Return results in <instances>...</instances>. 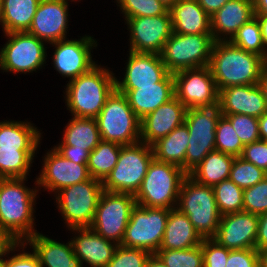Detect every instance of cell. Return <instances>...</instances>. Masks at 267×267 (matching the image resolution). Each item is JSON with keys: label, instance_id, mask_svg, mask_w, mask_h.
Listing matches in <instances>:
<instances>
[{"label": "cell", "instance_id": "1", "mask_svg": "<svg viewBox=\"0 0 267 267\" xmlns=\"http://www.w3.org/2000/svg\"><path fill=\"white\" fill-rule=\"evenodd\" d=\"M25 179H0V232L13 242H25L37 233L33 205L38 190L26 187Z\"/></svg>", "mask_w": 267, "mask_h": 267}, {"label": "cell", "instance_id": "2", "mask_svg": "<svg viewBox=\"0 0 267 267\" xmlns=\"http://www.w3.org/2000/svg\"><path fill=\"white\" fill-rule=\"evenodd\" d=\"M266 62L263 57L230 41H217L212 48L209 67L220 91L230 86L257 85Z\"/></svg>", "mask_w": 267, "mask_h": 267}, {"label": "cell", "instance_id": "3", "mask_svg": "<svg viewBox=\"0 0 267 267\" xmlns=\"http://www.w3.org/2000/svg\"><path fill=\"white\" fill-rule=\"evenodd\" d=\"M115 81L116 77L109 69L94 66L67 83V109L73 117L96 118L116 89Z\"/></svg>", "mask_w": 267, "mask_h": 267}, {"label": "cell", "instance_id": "4", "mask_svg": "<svg viewBox=\"0 0 267 267\" xmlns=\"http://www.w3.org/2000/svg\"><path fill=\"white\" fill-rule=\"evenodd\" d=\"M187 175L181 167L153 158L134 195L136 204L143 207L176 208L179 191Z\"/></svg>", "mask_w": 267, "mask_h": 267}, {"label": "cell", "instance_id": "5", "mask_svg": "<svg viewBox=\"0 0 267 267\" xmlns=\"http://www.w3.org/2000/svg\"><path fill=\"white\" fill-rule=\"evenodd\" d=\"M202 238H213L221 220L213 188L198 183L189 175L182 182L177 207Z\"/></svg>", "mask_w": 267, "mask_h": 267}, {"label": "cell", "instance_id": "6", "mask_svg": "<svg viewBox=\"0 0 267 267\" xmlns=\"http://www.w3.org/2000/svg\"><path fill=\"white\" fill-rule=\"evenodd\" d=\"M96 120L101 140L122 146L140 142L141 120L133 112L127 97L116 89L107 98Z\"/></svg>", "mask_w": 267, "mask_h": 267}, {"label": "cell", "instance_id": "7", "mask_svg": "<svg viewBox=\"0 0 267 267\" xmlns=\"http://www.w3.org/2000/svg\"><path fill=\"white\" fill-rule=\"evenodd\" d=\"M153 158L152 146L143 142L121 146L116 166L102 182L104 191L135 195Z\"/></svg>", "mask_w": 267, "mask_h": 267}, {"label": "cell", "instance_id": "8", "mask_svg": "<svg viewBox=\"0 0 267 267\" xmlns=\"http://www.w3.org/2000/svg\"><path fill=\"white\" fill-rule=\"evenodd\" d=\"M103 189L102 181L90 178L58 191L56 203L70 228H89Z\"/></svg>", "mask_w": 267, "mask_h": 267}, {"label": "cell", "instance_id": "9", "mask_svg": "<svg viewBox=\"0 0 267 267\" xmlns=\"http://www.w3.org/2000/svg\"><path fill=\"white\" fill-rule=\"evenodd\" d=\"M219 105L189 108L184 123L188 127L189 142L185 154V172L189 174L215 150V135L221 116Z\"/></svg>", "mask_w": 267, "mask_h": 267}, {"label": "cell", "instance_id": "10", "mask_svg": "<svg viewBox=\"0 0 267 267\" xmlns=\"http://www.w3.org/2000/svg\"><path fill=\"white\" fill-rule=\"evenodd\" d=\"M214 43L212 34L187 35L173 32L160 55L170 73L209 66Z\"/></svg>", "mask_w": 267, "mask_h": 267}, {"label": "cell", "instance_id": "11", "mask_svg": "<svg viewBox=\"0 0 267 267\" xmlns=\"http://www.w3.org/2000/svg\"><path fill=\"white\" fill-rule=\"evenodd\" d=\"M169 211L167 208L143 207L136 204L120 245L144 249L155 254L162 243Z\"/></svg>", "mask_w": 267, "mask_h": 267}, {"label": "cell", "instance_id": "12", "mask_svg": "<svg viewBox=\"0 0 267 267\" xmlns=\"http://www.w3.org/2000/svg\"><path fill=\"white\" fill-rule=\"evenodd\" d=\"M135 206L133 194L103 191L89 228L106 240L120 245Z\"/></svg>", "mask_w": 267, "mask_h": 267}, {"label": "cell", "instance_id": "13", "mask_svg": "<svg viewBox=\"0 0 267 267\" xmlns=\"http://www.w3.org/2000/svg\"><path fill=\"white\" fill-rule=\"evenodd\" d=\"M8 42L0 51V68L14 73L40 69L46 59L44 41L29 32L5 33Z\"/></svg>", "mask_w": 267, "mask_h": 267}, {"label": "cell", "instance_id": "14", "mask_svg": "<svg viewBox=\"0 0 267 267\" xmlns=\"http://www.w3.org/2000/svg\"><path fill=\"white\" fill-rule=\"evenodd\" d=\"M175 97L187 108L219 104V91L209 66L173 73Z\"/></svg>", "mask_w": 267, "mask_h": 267}, {"label": "cell", "instance_id": "15", "mask_svg": "<svg viewBox=\"0 0 267 267\" xmlns=\"http://www.w3.org/2000/svg\"><path fill=\"white\" fill-rule=\"evenodd\" d=\"M126 22L130 29V51L135 53L161 54L173 33L169 10L164 15L127 18Z\"/></svg>", "mask_w": 267, "mask_h": 267}, {"label": "cell", "instance_id": "16", "mask_svg": "<svg viewBox=\"0 0 267 267\" xmlns=\"http://www.w3.org/2000/svg\"><path fill=\"white\" fill-rule=\"evenodd\" d=\"M97 41L91 36L79 40H60L52 42L55 46L54 68L70 81L90 71L97 64L92 60L91 49L97 47Z\"/></svg>", "mask_w": 267, "mask_h": 267}, {"label": "cell", "instance_id": "17", "mask_svg": "<svg viewBox=\"0 0 267 267\" xmlns=\"http://www.w3.org/2000/svg\"><path fill=\"white\" fill-rule=\"evenodd\" d=\"M42 172L36 185L57 194L58 191L91 178L87 164H77L65 159L55 148L44 158Z\"/></svg>", "mask_w": 267, "mask_h": 267}, {"label": "cell", "instance_id": "18", "mask_svg": "<svg viewBox=\"0 0 267 267\" xmlns=\"http://www.w3.org/2000/svg\"><path fill=\"white\" fill-rule=\"evenodd\" d=\"M258 233V215L246 211L221 216L213 237L229 250L255 249Z\"/></svg>", "mask_w": 267, "mask_h": 267}, {"label": "cell", "instance_id": "19", "mask_svg": "<svg viewBox=\"0 0 267 267\" xmlns=\"http://www.w3.org/2000/svg\"><path fill=\"white\" fill-rule=\"evenodd\" d=\"M169 73L160 54L129 51L125 76L122 81L116 78V90H132L136 89V86L153 85L161 82Z\"/></svg>", "mask_w": 267, "mask_h": 267}, {"label": "cell", "instance_id": "20", "mask_svg": "<svg viewBox=\"0 0 267 267\" xmlns=\"http://www.w3.org/2000/svg\"><path fill=\"white\" fill-rule=\"evenodd\" d=\"M68 6L63 0H40L27 32L49 43L66 39Z\"/></svg>", "mask_w": 267, "mask_h": 267}, {"label": "cell", "instance_id": "21", "mask_svg": "<svg viewBox=\"0 0 267 267\" xmlns=\"http://www.w3.org/2000/svg\"><path fill=\"white\" fill-rule=\"evenodd\" d=\"M187 108L174 96L141 119L140 142L152 146L185 121ZM142 139V140H141Z\"/></svg>", "mask_w": 267, "mask_h": 267}, {"label": "cell", "instance_id": "22", "mask_svg": "<svg viewBox=\"0 0 267 267\" xmlns=\"http://www.w3.org/2000/svg\"><path fill=\"white\" fill-rule=\"evenodd\" d=\"M218 105L222 114H242L259 118L267 112V104L258 84L221 89Z\"/></svg>", "mask_w": 267, "mask_h": 267}, {"label": "cell", "instance_id": "23", "mask_svg": "<svg viewBox=\"0 0 267 267\" xmlns=\"http://www.w3.org/2000/svg\"><path fill=\"white\" fill-rule=\"evenodd\" d=\"M127 97L133 112L141 120L175 96L174 76L169 73L161 82L136 86L132 90H117Z\"/></svg>", "mask_w": 267, "mask_h": 267}, {"label": "cell", "instance_id": "24", "mask_svg": "<svg viewBox=\"0 0 267 267\" xmlns=\"http://www.w3.org/2000/svg\"><path fill=\"white\" fill-rule=\"evenodd\" d=\"M253 17V0H229L210 17L211 34L215 42L230 41L238 29Z\"/></svg>", "mask_w": 267, "mask_h": 267}, {"label": "cell", "instance_id": "25", "mask_svg": "<svg viewBox=\"0 0 267 267\" xmlns=\"http://www.w3.org/2000/svg\"><path fill=\"white\" fill-rule=\"evenodd\" d=\"M72 231H78L79 234L71 243L82 265L86 262L90 267H107L118 245L90 228H72Z\"/></svg>", "mask_w": 267, "mask_h": 267}, {"label": "cell", "instance_id": "26", "mask_svg": "<svg viewBox=\"0 0 267 267\" xmlns=\"http://www.w3.org/2000/svg\"><path fill=\"white\" fill-rule=\"evenodd\" d=\"M169 11L174 33L211 34V18L198 0H178Z\"/></svg>", "mask_w": 267, "mask_h": 267}, {"label": "cell", "instance_id": "27", "mask_svg": "<svg viewBox=\"0 0 267 267\" xmlns=\"http://www.w3.org/2000/svg\"><path fill=\"white\" fill-rule=\"evenodd\" d=\"M27 244L32 246V251L39 257L41 267H83L74 254L71 241L63 244L37 232L25 241Z\"/></svg>", "mask_w": 267, "mask_h": 267}, {"label": "cell", "instance_id": "28", "mask_svg": "<svg viewBox=\"0 0 267 267\" xmlns=\"http://www.w3.org/2000/svg\"><path fill=\"white\" fill-rule=\"evenodd\" d=\"M203 238L195 230L188 216L178 208L170 209L164 236L159 249L183 250L202 243Z\"/></svg>", "mask_w": 267, "mask_h": 267}, {"label": "cell", "instance_id": "29", "mask_svg": "<svg viewBox=\"0 0 267 267\" xmlns=\"http://www.w3.org/2000/svg\"><path fill=\"white\" fill-rule=\"evenodd\" d=\"M188 142V127L183 123L152 145L154 158L179 166L185 171V154Z\"/></svg>", "mask_w": 267, "mask_h": 267}, {"label": "cell", "instance_id": "30", "mask_svg": "<svg viewBox=\"0 0 267 267\" xmlns=\"http://www.w3.org/2000/svg\"><path fill=\"white\" fill-rule=\"evenodd\" d=\"M234 156L212 151L188 175L198 183L213 187L229 179Z\"/></svg>", "mask_w": 267, "mask_h": 267}, {"label": "cell", "instance_id": "31", "mask_svg": "<svg viewBox=\"0 0 267 267\" xmlns=\"http://www.w3.org/2000/svg\"><path fill=\"white\" fill-rule=\"evenodd\" d=\"M40 0H2L1 21L4 33L28 31Z\"/></svg>", "mask_w": 267, "mask_h": 267}, {"label": "cell", "instance_id": "32", "mask_svg": "<svg viewBox=\"0 0 267 267\" xmlns=\"http://www.w3.org/2000/svg\"><path fill=\"white\" fill-rule=\"evenodd\" d=\"M40 137V131L27 121L0 122V148L37 149Z\"/></svg>", "mask_w": 267, "mask_h": 267}, {"label": "cell", "instance_id": "33", "mask_svg": "<svg viewBox=\"0 0 267 267\" xmlns=\"http://www.w3.org/2000/svg\"><path fill=\"white\" fill-rule=\"evenodd\" d=\"M63 141L58 145L74 146L91 152L101 141L96 118L73 117L64 130Z\"/></svg>", "mask_w": 267, "mask_h": 267}, {"label": "cell", "instance_id": "34", "mask_svg": "<svg viewBox=\"0 0 267 267\" xmlns=\"http://www.w3.org/2000/svg\"><path fill=\"white\" fill-rule=\"evenodd\" d=\"M121 146L115 142L101 140L90 152L87 162L90 176L104 181L116 166Z\"/></svg>", "mask_w": 267, "mask_h": 267}, {"label": "cell", "instance_id": "35", "mask_svg": "<svg viewBox=\"0 0 267 267\" xmlns=\"http://www.w3.org/2000/svg\"><path fill=\"white\" fill-rule=\"evenodd\" d=\"M36 150L0 148V179H27Z\"/></svg>", "mask_w": 267, "mask_h": 267}, {"label": "cell", "instance_id": "36", "mask_svg": "<svg viewBox=\"0 0 267 267\" xmlns=\"http://www.w3.org/2000/svg\"><path fill=\"white\" fill-rule=\"evenodd\" d=\"M230 42L245 51L263 57L267 61V51L264 49L260 25L255 16L238 29Z\"/></svg>", "mask_w": 267, "mask_h": 267}, {"label": "cell", "instance_id": "37", "mask_svg": "<svg viewBox=\"0 0 267 267\" xmlns=\"http://www.w3.org/2000/svg\"><path fill=\"white\" fill-rule=\"evenodd\" d=\"M212 188L221 215L243 211V189L230 179L223 180Z\"/></svg>", "mask_w": 267, "mask_h": 267}, {"label": "cell", "instance_id": "38", "mask_svg": "<svg viewBox=\"0 0 267 267\" xmlns=\"http://www.w3.org/2000/svg\"><path fill=\"white\" fill-rule=\"evenodd\" d=\"M244 146L232 127L230 120L221 114L216 127L215 150L239 157Z\"/></svg>", "mask_w": 267, "mask_h": 267}, {"label": "cell", "instance_id": "39", "mask_svg": "<svg viewBox=\"0 0 267 267\" xmlns=\"http://www.w3.org/2000/svg\"><path fill=\"white\" fill-rule=\"evenodd\" d=\"M155 254L167 267H204L202 243L183 250L159 249Z\"/></svg>", "mask_w": 267, "mask_h": 267}, {"label": "cell", "instance_id": "40", "mask_svg": "<svg viewBox=\"0 0 267 267\" xmlns=\"http://www.w3.org/2000/svg\"><path fill=\"white\" fill-rule=\"evenodd\" d=\"M267 176V172L242 157H235L229 179L242 189L254 186Z\"/></svg>", "mask_w": 267, "mask_h": 267}, {"label": "cell", "instance_id": "41", "mask_svg": "<svg viewBox=\"0 0 267 267\" xmlns=\"http://www.w3.org/2000/svg\"><path fill=\"white\" fill-rule=\"evenodd\" d=\"M127 18L153 17L164 15L169 8L158 0H117L116 1Z\"/></svg>", "mask_w": 267, "mask_h": 267}, {"label": "cell", "instance_id": "42", "mask_svg": "<svg viewBox=\"0 0 267 267\" xmlns=\"http://www.w3.org/2000/svg\"><path fill=\"white\" fill-rule=\"evenodd\" d=\"M243 211L258 216L267 212V176L254 186L243 189Z\"/></svg>", "mask_w": 267, "mask_h": 267}, {"label": "cell", "instance_id": "43", "mask_svg": "<svg viewBox=\"0 0 267 267\" xmlns=\"http://www.w3.org/2000/svg\"><path fill=\"white\" fill-rule=\"evenodd\" d=\"M149 251L118 245L107 267H146Z\"/></svg>", "mask_w": 267, "mask_h": 267}, {"label": "cell", "instance_id": "44", "mask_svg": "<svg viewBox=\"0 0 267 267\" xmlns=\"http://www.w3.org/2000/svg\"><path fill=\"white\" fill-rule=\"evenodd\" d=\"M231 122L244 145L260 140L258 118L242 114H222Z\"/></svg>", "mask_w": 267, "mask_h": 267}, {"label": "cell", "instance_id": "45", "mask_svg": "<svg viewBox=\"0 0 267 267\" xmlns=\"http://www.w3.org/2000/svg\"><path fill=\"white\" fill-rule=\"evenodd\" d=\"M229 249L213 238H203L202 252L204 267H226Z\"/></svg>", "mask_w": 267, "mask_h": 267}, {"label": "cell", "instance_id": "46", "mask_svg": "<svg viewBox=\"0 0 267 267\" xmlns=\"http://www.w3.org/2000/svg\"><path fill=\"white\" fill-rule=\"evenodd\" d=\"M240 157L267 172V141L260 139L246 144Z\"/></svg>", "mask_w": 267, "mask_h": 267}, {"label": "cell", "instance_id": "47", "mask_svg": "<svg viewBox=\"0 0 267 267\" xmlns=\"http://www.w3.org/2000/svg\"><path fill=\"white\" fill-rule=\"evenodd\" d=\"M226 267H259V251L256 249L230 250Z\"/></svg>", "mask_w": 267, "mask_h": 267}, {"label": "cell", "instance_id": "48", "mask_svg": "<svg viewBox=\"0 0 267 267\" xmlns=\"http://www.w3.org/2000/svg\"><path fill=\"white\" fill-rule=\"evenodd\" d=\"M2 267H41L40 260L37 254L33 251L31 253L14 254L9 259H2Z\"/></svg>", "mask_w": 267, "mask_h": 267}, {"label": "cell", "instance_id": "49", "mask_svg": "<svg viewBox=\"0 0 267 267\" xmlns=\"http://www.w3.org/2000/svg\"><path fill=\"white\" fill-rule=\"evenodd\" d=\"M65 159L77 164H87L90 152L86 149H74L70 145H58L54 147Z\"/></svg>", "mask_w": 267, "mask_h": 267}, {"label": "cell", "instance_id": "50", "mask_svg": "<svg viewBox=\"0 0 267 267\" xmlns=\"http://www.w3.org/2000/svg\"><path fill=\"white\" fill-rule=\"evenodd\" d=\"M255 249L257 251L267 249V212L258 216V233Z\"/></svg>", "mask_w": 267, "mask_h": 267}, {"label": "cell", "instance_id": "51", "mask_svg": "<svg viewBox=\"0 0 267 267\" xmlns=\"http://www.w3.org/2000/svg\"><path fill=\"white\" fill-rule=\"evenodd\" d=\"M228 1L229 0H198V3L204 9V11L211 17Z\"/></svg>", "mask_w": 267, "mask_h": 267}, {"label": "cell", "instance_id": "52", "mask_svg": "<svg viewBox=\"0 0 267 267\" xmlns=\"http://www.w3.org/2000/svg\"><path fill=\"white\" fill-rule=\"evenodd\" d=\"M254 16H267V0H253Z\"/></svg>", "mask_w": 267, "mask_h": 267}, {"label": "cell", "instance_id": "53", "mask_svg": "<svg viewBox=\"0 0 267 267\" xmlns=\"http://www.w3.org/2000/svg\"><path fill=\"white\" fill-rule=\"evenodd\" d=\"M259 22L264 49L267 51V16H255Z\"/></svg>", "mask_w": 267, "mask_h": 267}, {"label": "cell", "instance_id": "54", "mask_svg": "<svg viewBox=\"0 0 267 267\" xmlns=\"http://www.w3.org/2000/svg\"><path fill=\"white\" fill-rule=\"evenodd\" d=\"M258 85L263 92V95H264V98H265V101L267 104V62L265 63V65L263 66V69L261 71Z\"/></svg>", "mask_w": 267, "mask_h": 267}, {"label": "cell", "instance_id": "55", "mask_svg": "<svg viewBox=\"0 0 267 267\" xmlns=\"http://www.w3.org/2000/svg\"><path fill=\"white\" fill-rule=\"evenodd\" d=\"M260 139L267 141V112L258 118Z\"/></svg>", "mask_w": 267, "mask_h": 267}, {"label": "cell", "instance_id": "56", "mask_svg": "<svg viewBox=\"0 0 267 267\" xmlns=\"http://www.w3.org/2000/svg\"><path fill=\"white\" fill-rule=\"evenodd\" d=\"M12 243L13 241L6 234L0 232V257Z\"/></svg>", "mask_w": 267, "mask_h": 267}, {"label": "cell", "instance_id": "57", "mask_svg": "<svg viewBox=\"0 0 267 267\" xmlns=\"http://www.w3.org/2000/svg\"><path fill=\"white\" fill-rule=\"evenodd\" d=\"M146 267H167L156 254H152L146 264Z\"/></svg>", "mask_w": 267, "mask_h": 267}, {"label": "cell", "instance_id": "58", "mask_svg": "<svg viewBox=\"0 0 267 267\" xmlns=\"http://www.w3.org/2000/svg\"><path fill=\"white\" fill-rule=\"evenodd\" d=\"M24 244H25L24 242H13V243L7 248V250L4 252V254L0 257V267H2V259H3L4 256H7V254H9L10 251H13V252H14V251L16 250V247H18V245H19V247H20V246H23V247H21V248L24 249V247H25Z\"/></svg>", "mask_w": 267, "mask_h": 267}, {"label": "cell", "instance_id": "59", "mask_svg": "<svg viewBox=\"0 0 267 267\" xmlns=\"http://www.w3.org/2000/svg\"><path fill=\"white\" fill-rule=\"evenodd\" d=\"M259 267H267V249L259 251Z\"/></svg>", "mask_w": 267, "mask_h": 267}, {"label": "cell", "instance_id": "60", "mask_svg": "<svg viewBox=\"0 0 267 267\" xmlns=\"http://www.w3.org/2000/svg\"><path fill=\"white\" fill-rule=\"evenodd\" d=\"M166 5L169 9L178 1V0H158Z\"/></svg>", "mask_w": 267, "mask_h": 267}, {"label": "cell", "instance_id": "61", "mask_svg": "<svg viewBox=\"0 0 267 267\" xmlns=\"http://www.w3.org/2000/svg\"><path fill=\"white\" fill-rule=\"evenodd\" d=\"M1 11H2V0H0V21H1Z\"/></svg>", "mask_w": 267, "mask_h": 267}]
</instances>
